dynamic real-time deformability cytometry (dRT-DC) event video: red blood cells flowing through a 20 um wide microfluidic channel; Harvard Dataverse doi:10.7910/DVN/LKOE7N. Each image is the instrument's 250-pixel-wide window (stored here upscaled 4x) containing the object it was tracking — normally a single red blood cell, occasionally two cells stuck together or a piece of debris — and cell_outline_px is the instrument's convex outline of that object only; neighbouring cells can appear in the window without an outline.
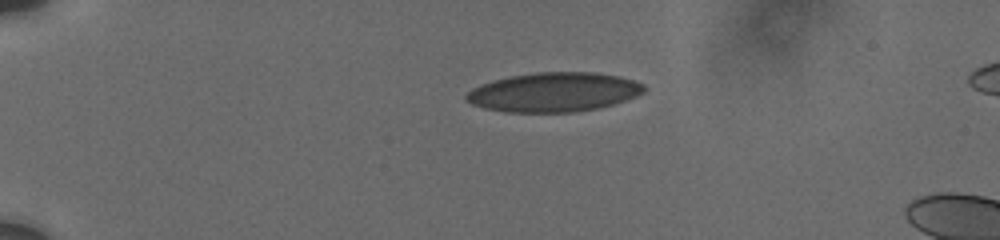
{"species": "human", "species_latin": "Homo sapiens", "temperature_condition": "cold", "stored_images_in_passage": 5, "camera_frame_rate_fps": 3000, "um_per_image_px": 0.085, "donor": {"sex": "male"}, "frame": {"image": 1, "passage_image": 1, "time_ms": 0.0, "image_size_px": [1000, 240], "cell_outline_px": [[644, 92], [636, 96], [612, 104], [596, 108], [572, 112], [508, 112], [484, 108], [472, 104], [464, 96], [472, 88], [492, 80], [508, 76], [536, 72], [596, 72], [620, 76], [644, 84]], "centroid_in_image_um": [47.06, 7.82], "position_along_channel_um": 37.9, "area_um2": 40.58}}
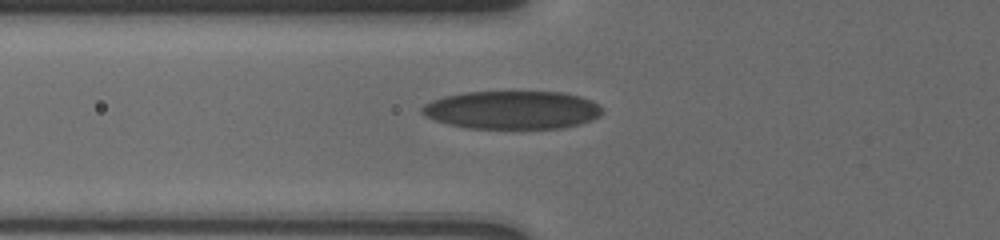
{"frame": {"image": 2, "passage_image": 5, "time_ms": 3.0, "image_size_px": [1000, 240], "cell_outline_px": [[604, 112], [600, 116], [592, 120], [580, 124], [564, 128], [512, 132], [468, 128], [448, 124], [424, 116], [420, 112], [420, 108], [424, 104], [432, 100], [444, 96], [464, 92], [564, 92], [580, 96], [592, 100], [604, 108]], "centroid_in_image_um": [43.57, 9.4], "position_along_channel_um": 82.2, "area_um2": 41.85}}